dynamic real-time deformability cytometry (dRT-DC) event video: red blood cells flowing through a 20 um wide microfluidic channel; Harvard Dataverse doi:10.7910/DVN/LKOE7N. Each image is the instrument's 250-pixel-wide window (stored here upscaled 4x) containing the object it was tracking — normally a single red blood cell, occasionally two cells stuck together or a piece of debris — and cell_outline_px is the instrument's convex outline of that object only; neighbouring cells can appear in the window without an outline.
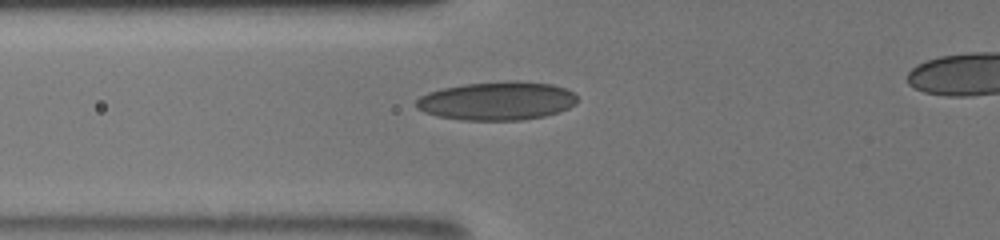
{"species": "human", "species_latin": "Homo sapiens", "temperature_condition": "room temperature", "stored_images_in_passage": 19, "camera_frame_rate_fps": 3000, "um_per_image_px": 0.085, "donor": {"sex": "male"}, "frame": {"image": 1, "passage_image": 7, "time_ms": 6.0, "image_size_px": [1000, 240], "cell_outline_px": [[576, 104], [560, 112], [544, 116], [520, 120], [460, 120], [436, 116], [424, 112], [416, 108], [416, 100], [420, 96], [428, 92], [440, 88], [464, 84], [508, 80], [516, 80], [552, 84], [564, 88], [572, 92], [576, 96]], "centroid_in_image_um": [42.22, 8.57], "position_along_channel_um": 83.6, "area_um2": 36.47}}
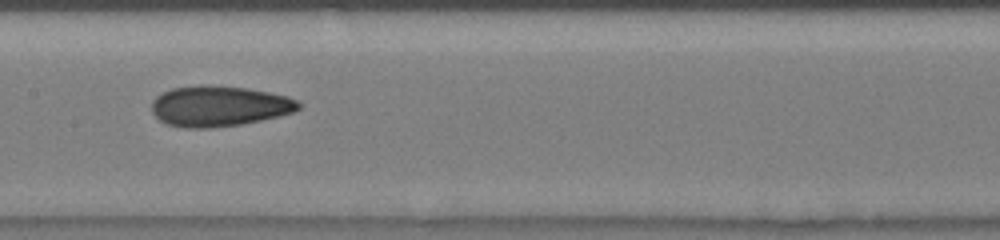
{"frame": {"image": 2, "passage_image": 10, "time_ms": 8.667, "image_size_px": [1000, 240], "cell_outline_px": [[300, 108], [292, 112], [260, 120], [240, 124], [208, 128], [184, 128], [168, 124], [160, 120], [152, 112], [152, 100], [156, 96], [172, 88], [200, 84], [208, 84], [244, 88], [268, 92], [288, 96], [296, 100], [300, 104]], "centroid_in_image_um": [18.58, 9.01], "position_along_channel_um": 188.8, "area_um2": 34.56}}
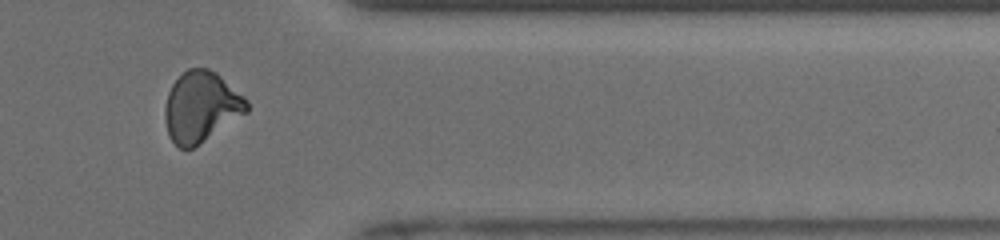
{"frame": {"image": 3, "passage_image": 17, "time_ms": 14.0, "image_size_px": [1000, 240], "cell_outline_px": [[248, 112], [200, 144], [192, 148], [180, 148], [168, 136], [164, 116], [164, 108], [168, 92], [172, 84], [188, 68], [208, 68], [216, 72], [248, 100]], "centroid_in_image_um": [17.09, 9.09], "position_along_channel_um": 394.3, "area_um2": 33.64}}